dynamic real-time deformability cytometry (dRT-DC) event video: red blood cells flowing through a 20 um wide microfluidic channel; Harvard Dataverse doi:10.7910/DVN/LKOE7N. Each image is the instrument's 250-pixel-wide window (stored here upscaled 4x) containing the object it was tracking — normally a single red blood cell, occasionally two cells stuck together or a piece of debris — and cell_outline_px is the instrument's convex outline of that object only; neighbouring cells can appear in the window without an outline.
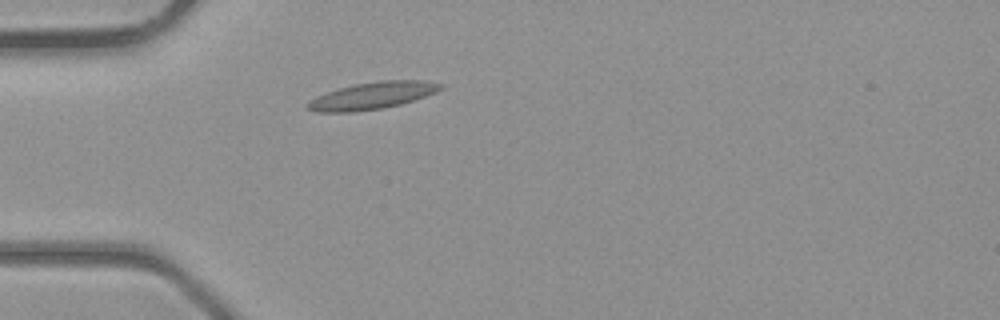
{"species": "common noctule bat (a hibernating species)", "species_latin": "Nyctalus noctula", "temperature_condition": "room temperature", "stored_images_in_passage": 4, "camera_frame_rate_fps": 3000, "um_per_image_px": 0.085, "animal": {"sex": "male", "body_mass_g": 23.1, "forearm_length_mm": 52.7}, "frame": {"image": 1, "passage_image": 4, "time_ms": 4.333, "image_size_px": [1000, 320], "cell_outline_px": [[444, 88], [436, 92], [400, 104], [384, 108], [356, 112], [316, 112], [304, 108], [304, 104], [308, 100], [316, 96], [340, 88], [356, 84], [376, 80], [424, 80], [444, 84]], "centroid_in_image_um": [31.61, 8.13], "position_along_channel_um": 53.4, "area_um2": 21.15}}